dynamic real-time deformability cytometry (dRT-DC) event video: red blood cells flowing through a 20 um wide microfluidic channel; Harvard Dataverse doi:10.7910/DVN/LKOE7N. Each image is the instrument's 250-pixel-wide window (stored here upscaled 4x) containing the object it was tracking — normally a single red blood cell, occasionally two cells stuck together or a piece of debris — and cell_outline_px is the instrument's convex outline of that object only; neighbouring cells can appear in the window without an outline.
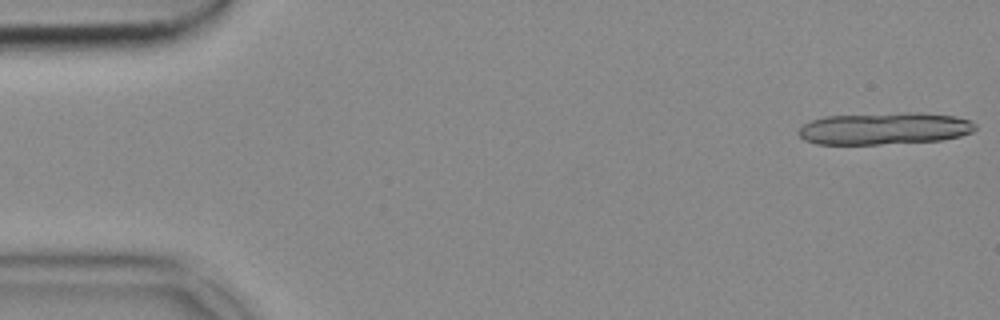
{"species": "common noctule bat (a hibernating species)", "species_latin": "Nyctalus noctula", "temperature_condition": "cold", "stored_images_in_passage": 19, "camera_frame_rate_fps": 3000, "um_per_image_px": 0.085, "animal": {"sex": "female", "body_mass_g": 18.4}, "frame": {"image": 1, "passage_image": 1, "time_ms": 0.0, "image_size_px": [1000, 320], "cell_outline_px": [[976, 128], [972, 132], [960, 136], [940, 140], [880, 144], [816, 144], [804, 140], [796, 132], [804, 124], [812, 120], [824, 116], [904, 112], [920, 112], [956, 116], [972, 120], [976, 124]], "centroid_in_image_um": [75.19, 10.91], "position_along_channel_um": 9.8, "area_um2": 33.29}}